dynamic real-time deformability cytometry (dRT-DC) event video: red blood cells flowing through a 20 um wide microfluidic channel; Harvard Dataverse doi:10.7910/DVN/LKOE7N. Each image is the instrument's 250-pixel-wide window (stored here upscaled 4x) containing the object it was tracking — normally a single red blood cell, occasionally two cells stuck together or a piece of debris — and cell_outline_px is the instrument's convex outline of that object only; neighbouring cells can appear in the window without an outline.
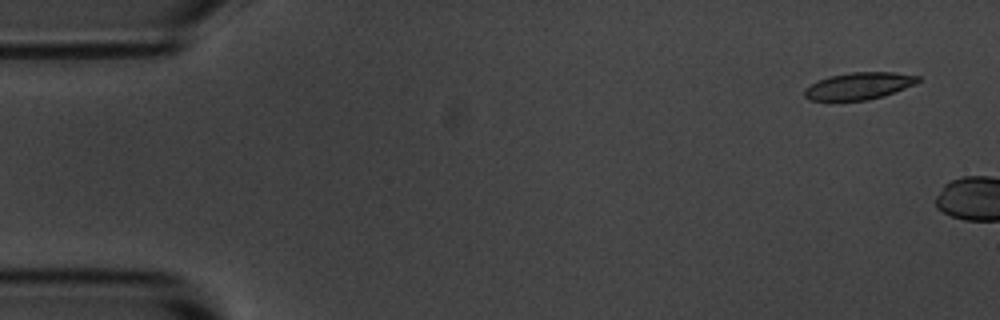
{"species": "common noctule bat (a hibernating species)", "species_latin": "Nyctalus noctula", "temperature_condition": "room temperature", "stored_images_in_passage": 2, "camera_frame_rate_fps": 3000, "um_per_image_px": 0.085, "animal": {"sex": "male", "body_mass_g": 20.1, "forearm_length_mm": 53.5}, "frame": {"image": 1, "passage_image": 1, "time_ms": 0.0, "image_size_px": [1000, 320], "cell_outline_px": [[920, 80], [916, 84], [884, 96], [868, 100], [812, 100], [804, 96], [804, 88], [828, 76], [852, 72], [892, 72], [920, 76]], "centroid_in_image_um": [73.04, 7.3], "position_along_channel_um": 12.0, "area_um2": 17.8}}